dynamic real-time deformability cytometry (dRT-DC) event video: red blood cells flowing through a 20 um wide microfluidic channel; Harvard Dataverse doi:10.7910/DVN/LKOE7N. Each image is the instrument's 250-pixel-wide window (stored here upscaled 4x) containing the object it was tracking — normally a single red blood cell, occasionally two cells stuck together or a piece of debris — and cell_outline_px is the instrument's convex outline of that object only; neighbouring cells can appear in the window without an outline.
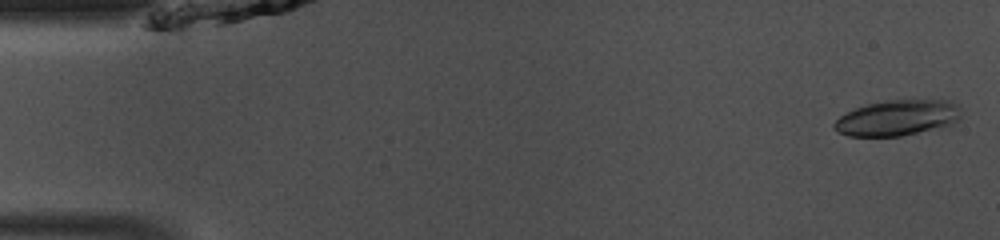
{"species": "common noctule bat (a hibernating species)", "species_latin": "Nyctalus noctula", "temperature_condition": "room temperature", "stored_images_in_passage": 47, "camera_frame_rate_fps": 3000, "um_per_image_px": 0.085, "animal": {"sex": "male", "body_mass_g": 13.0, "forearm_length_mm": 53.1}, "frame": {"image": 1, "passage_image": 1, "time_ms": 0.0, "image_size_px": [1000, 240], "cell_outline_px": [[960, 116], [952, 124], [940, 128], [900, 136], [848, 136], [832, 128], [832, 124], [840, 116], [856, 108], [868, 104], [888, 100], [948, 100], [960, 104]], "centroid_in_image_um": [76.3, 10.02], "position_along_channel_um": 8.7, "area_um2": 26.36}}
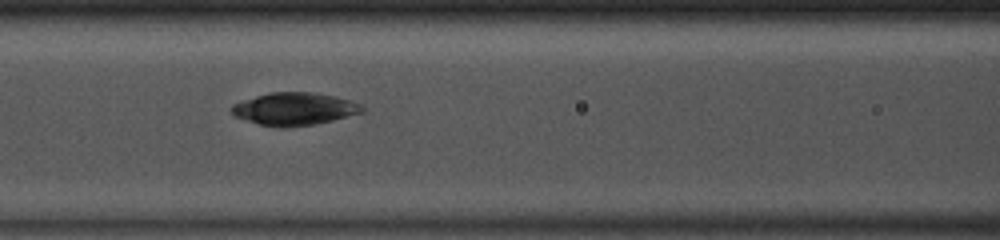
{"frame": {"image": 2, "passage_image": 19, "time_ms": 6.0, "image_size_px": [1000, 240], "cell_outline_px": [[364, 112], [316, 124], [284, 128], [280, 128], [260, 124], [236, 116], [228, 108], [232, 104], [256, 96], [272, 92], [312, 92], [336, 96], [360, 104], [364, 108]], "centroid_in_image_um": [25.02, 9.26], "position_along_channel_um": 141.6, "area_um2": 24.68}}
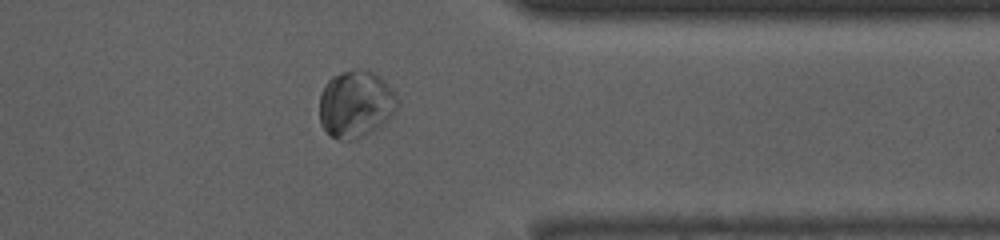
{"frame": {"image": 3, "passage_image": 37, "time_ms": 12.0, "image_size_px": [1000, 240], "cell_outline_px": [[400, 104], [392, 116], [384, 124], [372, 132], [352, 140], [336, 140], [320, 124], [320, 92], [324, 84], [332, 76], [340, 72], [360, 68], [364, 68], [376, 72], [392, 88], [400, 100]], "centroid_in_image_um": [30.27, 8.82], "position_along_channel_um": 381.1, "area_um2": 31.21}, "authors_computed_cell_mechanics": {"area_um2": 25.6054, "velocity_mm_per_s": 4.1236, "shape_relaxation_time_tau1_ms": 3.2648, "shape_relaxation_time_tau2_ms": 1.2936, "deformation_change_tau1": 0.0636, "deformation_change_tau2": 0.0242}}